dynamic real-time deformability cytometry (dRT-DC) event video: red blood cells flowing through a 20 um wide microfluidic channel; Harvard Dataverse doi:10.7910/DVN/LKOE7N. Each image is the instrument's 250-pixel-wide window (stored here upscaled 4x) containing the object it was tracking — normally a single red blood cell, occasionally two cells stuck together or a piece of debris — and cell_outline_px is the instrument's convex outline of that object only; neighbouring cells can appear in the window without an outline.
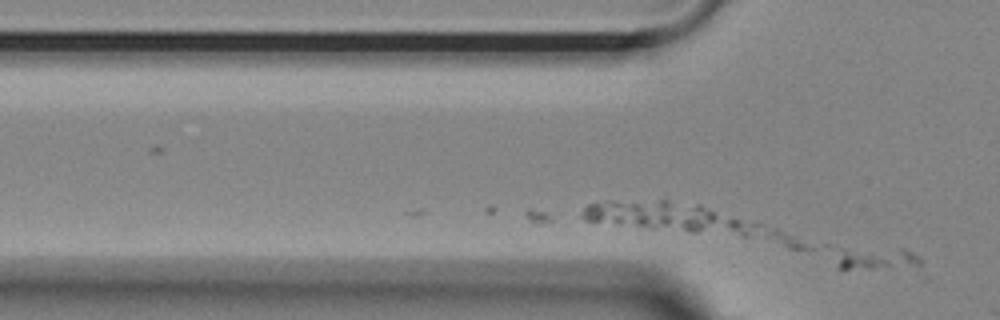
{"species": "Egyptian fruit bat (a non-hibernating species)", "species_latin": "Rousettus aegyptiacus", "temperature_condition": "room temperature", "stored_images_in_passage": 2, "camera_frame_rate_fps": 3000, "um_per_image_px": 0.085, "animal": {"sex": "female"}, "frame": {"image": 1, "passage_image": 2, "time_ms": 0.333, "image_size_px": [1000, 320], "cell_outline_px": [[920, 264], [872, 268], [836, 268], [824, 244], [828, 244], [904, 248], [912, 252], [920, 260]], "centroid_in_image_um": [73.94, 21.81], "position_along_channel_um": 51.9, "area_um2": 12.77}}